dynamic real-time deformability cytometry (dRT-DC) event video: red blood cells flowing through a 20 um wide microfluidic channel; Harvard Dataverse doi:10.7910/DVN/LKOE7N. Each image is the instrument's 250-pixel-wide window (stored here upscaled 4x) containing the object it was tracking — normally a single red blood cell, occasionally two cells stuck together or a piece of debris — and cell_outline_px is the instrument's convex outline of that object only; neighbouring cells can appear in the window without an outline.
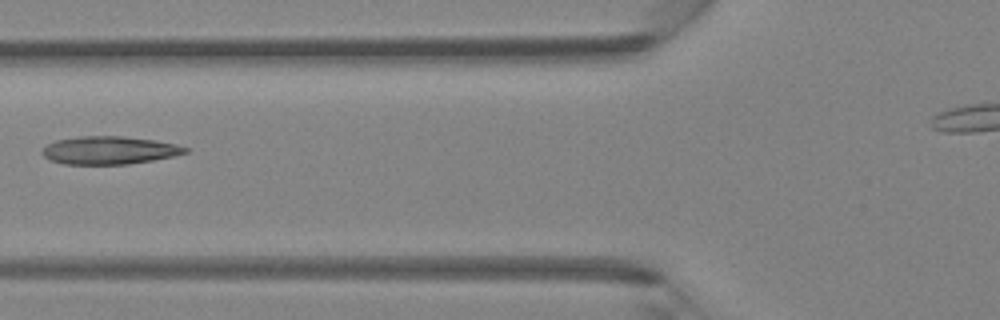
{"species": "Egyptian fruit bat (a non-hibernating species)", "species_latin": "Rousettus aegyptiacus", "temperature_condition": "room temperature", "stored_images_in_passage": 6, "camera_frame_rate_fps": 3000, "um_per_image_px": 0.085, "animal": {"sex": "female"}, "frame": {"image": 1, "passage_image": 6, "time_ms": 1.667, "image_size_px": [1000, 320], "cell_outline_px": [[188, 152], [172, 156], [152, 160], [128, 164], [64, 164], [48, 160], [40, 152], [48, 144], [56, 140], [80, 136], [124, 136], [156, 140], [176, 144], [188, 148]], "centroid_in_image_um": [9.27, 12.77], "position_along_channel_um": 116.5, "area_um2": 23.29}}